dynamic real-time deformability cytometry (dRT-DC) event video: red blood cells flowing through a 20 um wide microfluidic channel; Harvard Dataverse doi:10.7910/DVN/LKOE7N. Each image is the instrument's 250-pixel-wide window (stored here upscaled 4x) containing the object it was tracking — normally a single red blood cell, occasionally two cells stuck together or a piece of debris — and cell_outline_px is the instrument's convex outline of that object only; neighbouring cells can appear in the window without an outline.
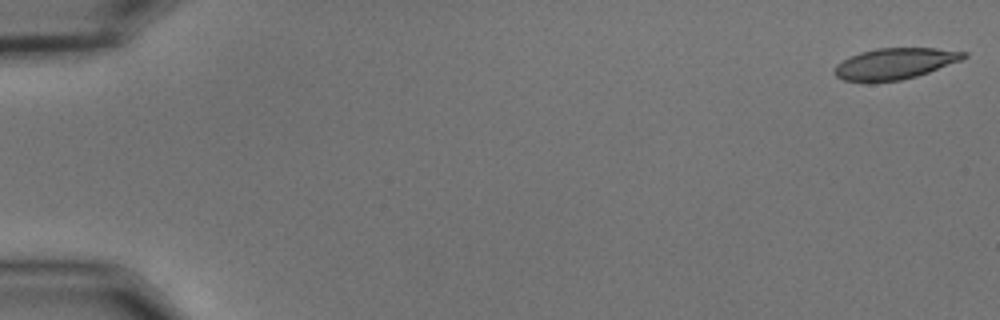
{"species": "common noctule bat (a hibernating species)", "species_latin": "Nyctalus noctula", "temperature_condition": "cold", "stored_images_in_passage": 55, "camera_frame_rate_fps": 3000, "um_per_image_px": 0.085, "animal": {"sex": "male", "body_mass_g": 15.6}, "frame": {"image": 1, "passage_image": 1, "time_ms": 0.0, "image_size_px": [1000, 320], "cell_outline_px": [[968, 56], [960, 60], [928, 72], [916, 76], [900, 80], [872, 84], [844, 80], [836, 76], [836, 64], [848, 56], [860, 52], [876, 48], [936, 48], [968, 52]], "centroid_in_image_um": [76.02, 5.42], "position_along_channel_um": 9.0, "area_um2": 23.7}}
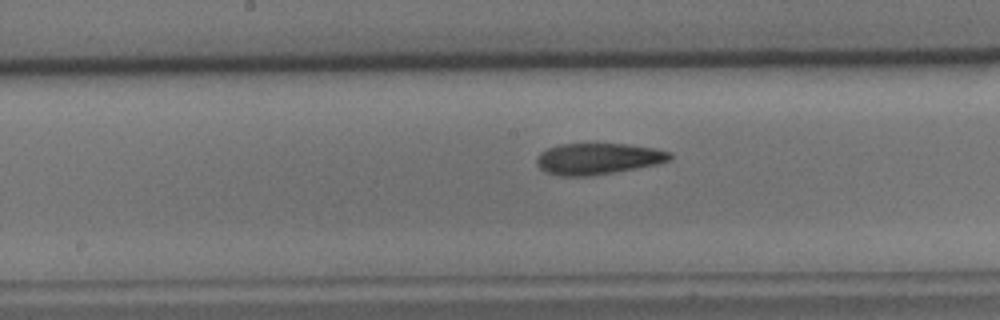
{"frame": {"image": 2, "passage_image": 29, "time_ms": 9.333, "image_size_px": [1000, 320], "cell_outline_px": [[672, 160], [656, 164], [636, 168], [592, 176], [560, 176], [548, 172], [540, 168], [536, 164], [536, 160], [540, 152], [548, 148], [560, 144], [596, 140], [628, 144], [656, 148], [672, 152]], "centroid_in_image_um": [50.84, 13.43], "position_along_channel_um": 197.4, "area_um2": 25.32}}
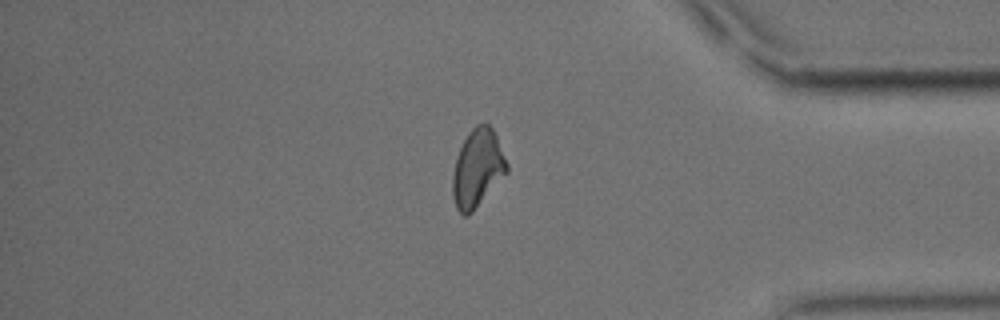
{"frame": {"image": 3, "passage_image": 47, "time_ms": 15.333, "image_size_px": [1000, 320], "cell_outline_px": [[508, 172], [472, 212], [468, 216], [464, 216], [456, 208], [452, 196], [452, 176], [456, 156], [468, 132], [476, 124], [488, 124], [492, 128], [496, 136], [508, 164]], "centroid_in_image_um": [40.57, 14.31], "position_along_channel_um": 394.6, "area_um2": 24.57}, "authors_computed_cell_mechanics": {"area_um2": 24.4494, "velocity_mm_per_s": 3.6437, "shape_relaxation_time_tau1_ms": null, "shape_relaxation_time_tau2_ms": 4.0615, "deformation_change_tau1": null, "deformation_change_tau2": 0.119}}